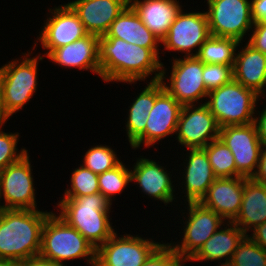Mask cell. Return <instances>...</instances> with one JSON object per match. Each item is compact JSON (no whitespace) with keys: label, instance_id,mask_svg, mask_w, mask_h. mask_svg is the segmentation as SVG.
<instances>
[{"label":"cell","instance_id":"6da1fadb","mask_svg":"<svg viewBox=\"0 0 266 266\" xmlns=\"http://www.w3.org/2000/svg\"><path fill=\"white\" fill-rule=\"evenodd\" d=\"M99 61L101 80L105 84L132 85L138 81L160 80L161 77L162 59L151 49L115 37L99 38Z\"/></svg>","mask_w":266,"mask_h":266},{"label":"cell","instance_id":"7a4b0ae2","mask_svg":"<svg viewBox=\"0 0 266 266\" xmlns=\"http://www.w3.org/2000/svg\"><path fill=\"white\" fill-rule=\"evenodd\" d=\"M52 211L5 209L0 214V259L15 264L38 256L41 233Z\"/></svg>","mask_w":266,"mask_h":266},{"label":"cell","instance_id":"3957f363","mask_svg":"<svg viewBox=\"0 0 266 266\" xmlns=\"http://www.w3.org/2000/svg\"><path fill=\"white\" fill-rule=\"evenodd\" d=\"M56 213L97 249L115 232L110 216L113 204L100 192L77 198H59ZM59 211V212H58Z\"/></svg>","mask_w":266,"mask_h":266},{"label":"cell","instance_id":"277c9868","mask_svg":"<svg viewBox=\"0 0 266 266\" xmlns=\"http://www.w3.org/2000/svg\"><path fill=\"white\" fill-rule=\"evenodd\" d=\"M39 255L62 266L75 259H85L90 266H95L96 262L94 246L53 210L42 228Z\"/></svg>","mask_w":266,"mask_h":266},{"label":"cell","instance_id":"5b68a950","mask_svg":"<svg viewBox=\"0 0 266 266\" xmlns=\"http://www.w3.org/2000/svg\"><path fill=\"white\" fill-rule=\"evenodd\" d=\"M27 50L22 52L19 58L1 66L3 75V109L4 114L10 119L17 112L24 109L25 105L31 101L39 84V63L44 57Z\"/></svg>","mask_w":266,"mask_h":266},{"label":"cell","instance_id":"8992f818","mask_svg":"<svg viewBox=\"0 0 266 266\" xmlns=\"http://www.w3.org/2000/svg\"><path fill=\"white\" fill-rule=\"evenodd\" d=\"M262 99V100H261ZM259 101L263 98L232 79L208 93L205 104L220 127L254 123Z\"/></svg>","mask_w":266,"mask_h":266},{"label":"cell","instance_id":"52a82bcc","mask_svg":"<svg viewBox=\"0 0 266 266\" xmlns=\"http://www.w3.org/2000/svg\"><path fill=\"white\" fill-rule=\"evenodd\" d=\"M179 201L181 204L178 203V205L184 206L183 209L180 206L177 209L178 213L182 212V214L180 212L182 219H178L180 220L179 223L183 225V229L179 226V231L180 228L181 231L178 237L182 236L180 237L181 241L178 239L177 242L171 240L167 243L181 259L189 264L188 261L226 221L200 202H186L183 204L182 200L179 199Z\"/></svg>","mask_w":266,"mask_h":266},{"label":"cell","instance_id":"ba28073f","mask_svg":"<svg viewBox=\"0 0 266 266\" xmlns=\"http://www.w3.org/2000/svg\"><path fill=\"white\" fill-rule=\"evenodd\" d=\"M174 55L169 59L172 63L169 70L162 63L160 81L164 89L182 106L205 103L208 92L203 80V63L196 56L178 55L177 58Z\"/></svg>","mask_w":266,"mask_h":266},{"label":"cell","instance_id":"9c48e42d","mask_svg":"<svg viewBox=\"0 0 266 266\" xmlns=\"http://www.w3.org/2000/svg\"><path fill=\"white\" fill-rule=\"evenodd\" d=\"M209 31L212 36L245 42L254 22L251 0H205ZM248 35V37H247Z\"/></svg>","mask_w":266,"mask_h":266},{"label":"cell","instance_id":"30bf717a","mask_svg":"<svg viewBox=\"0 0 266 266\" xmlns=\"http://www.w3.org/2000/svg\"><path fill=\"white\" fill-rule=\"evenodd\" d=\"M116 231L96 249L95 266H142L148 257L163 243L143 237L140 233L120 235Z\"/></svg>","mask_w":266,"mask_h":266},{"label":"cell","instance_id":"8fae6325","mask_svg":"<svg viewBox=\"0 0 266 266\" xmlns=\"http://www.w3.org/2000/svg\"><path fill=\"white\" fill-rule=\"evenodd\" d=\"M191 12L182 8L161 40V54L166 51L182 54V57L196 56L201 45L210 37L208 17L205 10ZM194 52V53H193Z\"/></svg>","mask_w":266,"mask_h":266},{"label":"cell","instance_id":"7c38bea8","mask_svg":"<svg viewBox=\"0 0 266 266\" xmlns=\"http://www.w3.org/2000/svg\"><path fill=\"white\" fill-rule=\"evenodd\" d=\"M47 18L44 20L43 26L40 27L39 35L32 49H36L39 45L45 50L39 55L46 57L52 50L68 45L88 35L84 25L79 19L72 7L64 2L58 6L48 9Z\"/></svg>","mask_w":266,"mask_h":266},{"label":"cell","instance_id":"4fadbf2b","mask_svg":"<svg viewBox=\"0 0 266 266\" xmlns=\"http://www.w3.org/2000/svg\"><path fill=\"white\" fill-rule=\"evenodd\" d=\"M135 160L132 168L130 167L131 182L134 183V186H138V190L140 189L144 195L154 200V203L157 201L159 205V202H163V204H165L163 206L165 207H167L168 204L173 207L172 204L174 203L173 205L177 206V209L178 205L176 203L179 202L178 199L180 197H177V186L173 184L177 182L175 180L177 177L174 175V172L177 171V167H175V169L172 167V169L167 170L169 166L165 165L164 162H157V160H153L146 156L144 157V155L138 158L136 157ZM163 165H165V167ZM169 170L172 171L170 172ZM172 175L174 176L172 177Z\"/></svg>","mask_w":266,"mask_h":266},{"label":"cell","instance_id":"5bb4252c","mask_svg":"<svg viewBox=\"0 0 266 266\" xmlns=\"http://www.w3.org/2000/svg\"><path fill=\"white\" fill-rule=\"evenodd\" d=\"M29 154L28 152L20 160L0 171V193L5 209L39 208L36 186H34L33 164Z\"/></svg>","mask_w":266,"mask_h":266},{"label":"cell","instance_id":"9a60e30c","mask_svg":"<svg viewBox=\"0 0 266 266\" xmlns=\"http://www.w3.org/2000/svg\"><path fill=\"white\" fill-rule=\"evenodd\" d=\"M182 105L170 95L160 80H156V100L149 111L145 131L130 145L132 150L154 148L166 137L176 135ZM159 141V142H158Z\"/></svg>","mask_w":266,"mask_h":266},{"label":"cell","instance_id":"2e32d148","mask_svg":"<svg viewBox=\"0 0 266 266\" xmlns=\"http://www.w3.org/2000/svg\"><path fill=\"white\" fill-rule=\"evenodd\" d=\"M220 126L205 103L182 106L175 140L185 149L204 148L219 138Z\"/></svg>","mask_w":266,"mask_h":266},{"label":"cell","instance_id":"e0dca14e","mask_svg":"<svg viewBox=\"0 0 266 266\" xmlns=\"http://www.w3.org/2000/svg\"><path fill=\"white\" fill-rule=\"evenodd\" d=\"M183 151H187L185 154ZM180 154L182 157V161L180 164H176L181 169L177 170V187L178 190H182L181 192L177 190V194L180 199L184 202H199L202 197L206 194L208 188L212 185L216 176L209 162L206 151L203 148L196 149H184ZM185 156V158H184ZM184 158V159H183ZM180 170V171H179ZM182 170V171H181ZM179 171V173H178ZM181 178H180V177ZM179 178V179H178ZM182 180V181H181ZM179 181V182H178ZM181 181V183H180ZM179 183V184H178ZM181 188V189H180ZM185 198V199H183Z\"/></svg>","mask_w":266,"mask_h":266},{"label":"cell","instance_id":"ac0fdd59","mask_svg":"<svg viewBox=\"0 0 266 266\" xmlns=\"http://www.w3.org/2000/svg\"><path fill=\"white\" fill-rule=\"evenodd\" d=\"M219 138L234 156L236 177L251 178L256 172L263 146L255 124L221 127Z\"/></svg>","mask_w":266,"mask_h":266},{"label":"cell","instance_id":"d6986e66","mask_svg":"<svg viewBox=\"0 0 266 266\" xmlns=\"http://www.w3.org/2000/svg\"><path fill=\"white\" fill-rule=\"evenodd\" d=\"M99 38L96 35L87 36L68 45L52 50L46 59L62 69H78L89 71L101 78L99 61ZM75 68V69H74Z\"/></svg>","mask_w":266,"mask_h":266},{"label":"cell","instance_id":"ffe728a7","mask_svg":"<svg viewBox=\"0 0 266 266\" xmlns=\"http://www.w3.org/2000/svg\"><path fill=\"white\" fill-rule=\"evenodd\" d=\"M68 4L76 12L88 34L102 37L129 5V0H72Z\"/></svg>","mask_w":266,"mask_h":266},{"label":"cell","instance_id":"44dd1931","mask_svg":"<svg viewBox=\"0 0 266 266\" xmlns=\"http://www.w3.org/2000/svg\"><path fill=\"white\" fill-rule=\"evenodd\" d=\"M244 182V176L216 178L199 202L226 222H232L241 208Z\"/></svg>","mask_w":266,"mask_h":266},{"label":"cell","instance_id":"7402d4cb","mask_svg":"<svg viewBox=\"0 0 266 266\" xmlns=\"http://www.w3.org/2000/svg\"><path fill=\"white\" fill-rule=\"evenodd\" d=\"M245 43L244 47L243 42L238 45L233 66V79L264 98L266 96V54L255 49L247 41Z\"/></svg>","mask_w":266,"mask_h":266},{"label":"cell","instance_id":"603a6c76","mask_svg":"<svg viewBox=\"0 0 266 266\" xmlns=\"http://www.w3.org/2000/svg\"><path fill=\"white\" fill-rule=\"evenodd\" d=\"M102 37H115L151 49L160 59L161 40L155 36L142 22L134 9L128 5L111 23Z\"/></svg>","mask_w":266,"mask_h":266},{"label":"cell","instance_id":"cb8c5ba5","mask_svg":"<svg viewBox=\"0 0 266 266\" xmlns=\"http://www.w3.org/2000/svg\"><path fill=\"white\" fill-rule=\"evenodd\" d=\"M245 236L246 234L233 222H226L188 262H191V264L193 262L230 263L238 244Z\"/></svg>","mask_w":266,"mask_h":266},{"label":"cell","instance_id":"d4e9b609","mask_svg":"<svg viewBox=\"0 0 266 266\" xmlns=\"http://www.w3.org/2000/svg\"><path fill=\"white\" fill-rule=\"evenodd\" d=\"M179 0H129L145 26L162 40L185 5Z\"/></svg>","mask_w":266,"mask_h":266},{"label":"cell","instance_id":"484cf974","mask_svg":"<svg viewBox=\"0 0 266 266\" xmlns=\"http://www.w3.org/2000/svg\"><path fill=\"white\" fill-rule=\"evenodd\" d=\"M246 235L266 222V185L245 177L240 211L232 221Z\"/></svg>","mask_w":266,"mask_h":266},{"label":"cell","instance_id":"4316f807","mask_svg":"<svg viewBox=\"0 0 266 266\" xmlns=\"http://www.w3.org/2000/svg\"><path fill=\"white\" fill-rule=\"evenodd\" d=\"M145 88H141L133 102L128 104L126 108L127 116H125V129L126 137L129 146L145 131V126L149 111L154 107L156 100V81H147Z\"/></svg>","mask_w":266,"mask_h":266},{"label":"cell","instance_id":"83f0119b","mask_svg":"<svg viewBox=\"0 0 266 266\" xmlns=\"http://www.w3.org/2000/svg\"><path fill=\"white\" fill-rule=\"evenodd\" d=\"M239 41L233 38L210 37L201 45L196 57L203 64L234 66Z\"/></svg>","mask_w":266,"mask_h":266},{"label":"cell","instance_id":"f1b7e54d","mask_svg":"<svg viewBox=\"0 0 266 266\" xmlns=\"http://www.w3.org/2000/svg\"><path fill=\"white\" fill-rule=\"evenodd\" d=\"M121 162L115 168L105 171L104 173L98 174L99 191L105 196L111 204L116 199V194H122L130 185L131 172L129 163Z\"/></svg>","mask_w":266,"mask_h":266},{"label":"cell","instance_id":"f546056e","mask_svg":"<svg viewBox=\"0 0 266 266\" xmlns=\"http://www.w3.org/2000/svg\"><path fill=\"white\" fill-rule=\"evenodd\" d=\"M216 178L236 177L234 156L225 143L217 138L203 148Z\"/></svg>","mask_w":266,"mask_h":266},{"label":"cell","instance_id":"4dcf8cb0","mask_svg":"<svg viewBox=\"0 0 266 266\" xmlns=\"http://www.w3.org/2000/svg\"><path fill=\"white\" fill-rule=\"evenodd\" d=\"M116 148L107 144H96L89 146L88 150L83 154L82 165L90 169L93 173L101 174L118 166L122 160L118 157Z\"/></svg>","mask_w":266,"mask_h":266},{"label":"cell","instance_id":"1f68e13d","mask_svg":"<svg viewBox=\"0 0 266 266\" xmlns=\"http://www.w3.org/2000/svg\"><path fill=\"white\" fill-rule=\"evenodd\" d=\"M71 173L70 185L67 184L61 198H77L100 192L98 174L85 168L81 163Z\"/></svg>","mask_w":266,"mask_h":266},{"label":"cell","instance_id":"d6a6232c","mask_svg":"<svg viewBox=\"0 0 266 266\" xmlns=\"http://www.w3.org/2000/svg\"><path fill=\"white\" fill-rule=\"evenodd\" d=\"M230 263L233 266H266V250L246 235L238 244Z\"/></svg>","mask_w":266,"mask_h":266},{"label":"cell","instance_id":"836d02e7","mask_svg":"<svg viewBox=\"0 0 266 266\" xmlns=\"http://www.w3.org/2000/svg\"><path fill=\"white\" fill-rule=\"evenodd\" d=\"M5 124H0V171L8 165L17 162L28 153L26 147H22L20 150L18 149V142L21 137L20 133L16 131L5 132Z\"/></svg>","mask_w":266,"mask_h":266},{"label":"cell","instance_id":"e575fe53","mask_svg":"<svg viewBox=\"0 0 266 266\" xmlns=\"http://www.w3.org/2000/svg\"><path fill=\"white\" fill-rule=\"evenodd\" d=\"M233 79V66L203 64V80L207 92L218 89Z\"/></svg>","mask_w":266,"mask_h":266},{"label":"cell","instance_id":"d590c367","mask_svg":"<svg viewBox=\"0 0 266 266\" xmlns=\"http://www.w3.org/2000/svg\"><path fill=\"white\" fill-rule=\"evenodd\" d=\"M165 242V243H164ZM148 257L142 266H187L166 240Z\"/></svg>","mask_w":266,"mask_h":266},{"label":"cell","instance_id":"8d00e7d4","mask_svg":"<svg viewBox=\"0 0 266 266\" xmlns=\"http://www.w3.org/2000/svg\"><path fill=\"white\" fill-rule=\"evenodd\" d=\"M247 42L255 49L266 54V21L254 23Z\"/></svg>","mask_w":266,"mask_h":266},{"label":"cell","instance_id":"74e56055","mask_svg":"<svg viewBox=\"0 0 266 266\" xmlns=\"http://www.w3.org/2000/svg\"><path fill=\"white\" fill-rule=\"evenodd\" d=\"M259 105H261L262 107L264 106V108L261 109L262 111L259 108L258 110H256L254 116V124L256 126L257 135L262 145H266V103L260 101Z\"/></svg>","mask_w":266,"mask_h":266},{"label":"cell","instance_id":"f35d334b","mask_svg":"<svg viewBox=\"0 0 266 266\" xmlns=\"http://www.w3.org/2000/svg\"><path fill=\"white\" fill-rule=\"evenodd\" d=\"M251 178L266 185V145L261 148L258 166Z\"/></svg>","mask_w":266,"mask_h":266},{"label":"cell","instance_id":"ab89813d","mask_svg":"<svg viewBox=\"0 0 266 266\" xmlns=\"http://www.w3.org/2000/svg\"><path fill=\"white\" fill-rule=\"evenodd\" d=\"M251 15L253 22L266 21V0H251Z\"/></svg>","mask_w":266,"mask_h":266},{"label":"cell","instance_id":"60d3db41","mask_svg":"<svg viewBox=\"0 0 266 266\" xmlns=\"http://www.w3.org/2000/svg\"><path fill=\"white\" fill-rule=\"evenodd\" d=\"M247 236L257 245L266 250V222L252 229Z\"/></svg>","mask_w":266,"mask_h":266},{"label":"cell","instance_id":"b9f144b4","mask_svg":"<svg viewBox=\"0 0 266 266\" xmlns=\"http://www.w3.org/2000/svg\"><path fill=\"white\" fill-rule=\"evenodd\" d=\"M16 266H62L52 260L45 259L40 255L30 257L26 260L16 263Z\"/></svg>","mask_w":266,"mask_h":266},{"label":"cell","instance_id":"7bdbcfd3","mask_svg":"<svg viewBox=\"0 0 266 266\" xmlns=\"http://www.w3.org/2000/svg\"><path fill=\"white\" fill-rule=\"evenodd\" d=\"M3 75L0 67V124L7 123L10 119L4 114L3 109Z\"/></svg>","mask_w":266,"mask_h":266},{"label":"cell","instance_id":"ee69618b","mask_svg":"<svg viewBox=\"0 0 266 266\" xmlns=\"http://www.w3.org/2000/svg\"><path fill=\"white\" fill-rule=\"evenodd\" d=\"M0 266H16V264L6 259H0Z\"/></svg>","mask_w":266,"mask_h":266},{"label":"cell","instance_id":"f6af8a7d","mask_svg":"<svg viewBox=\"0 0 266 266\" xmlns=\"http://www.w3.org/2000/svg\"><path fill=\"white\" fill-rule=\"evenodd\" d=\"M1 201H2V199H1V193H0V214L5 210L3 202H1Z\"/></svg>","mask_w":266,"mask_h":266},{"label":"cell","instance_id":"bcb514c9","mask_svg":"<svg viewBox=\"0 0 266 266\" xmlns=\"http://www.w3.org/2000/svg\"><path fill=\"white\" fill-rule=\"evenodd\" d=\"M214 266H233L231 263L215 264Z\"/></svg>","mask_w":266,"mask_h":266}]
</instances>
